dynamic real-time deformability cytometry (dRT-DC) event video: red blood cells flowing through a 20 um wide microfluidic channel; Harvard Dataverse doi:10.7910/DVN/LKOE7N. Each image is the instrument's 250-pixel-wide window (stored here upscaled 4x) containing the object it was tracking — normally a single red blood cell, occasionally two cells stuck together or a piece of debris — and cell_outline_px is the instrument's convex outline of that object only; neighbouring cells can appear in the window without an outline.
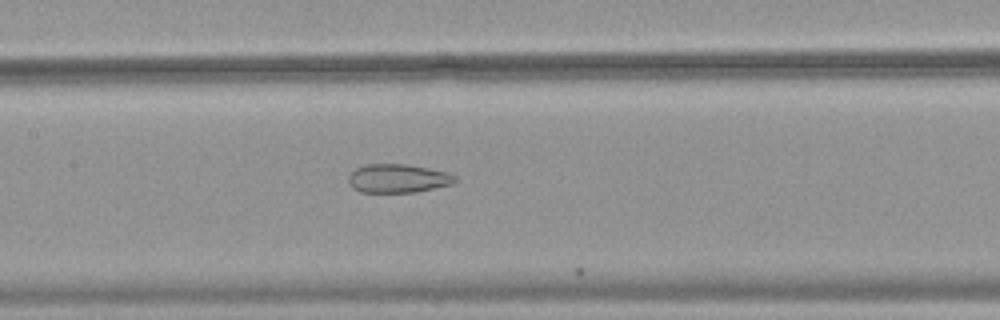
{"species": "common noctule bat (a hibernating species)", "species_latin": "Nyctalus noctula", "temperature_condition": "warm", "stored_images_in_passage": 10, "camera_frame_rate_fps": 3000, "um_per_image_px": 0.085, "animal": {"sex": "female", "body_mass_g": 18.4}, "frame": {"image": 1, "passage_image": 9, "time_ms": 2.667, "image_size_px": [1000, 320], "cell_outline_px": [[456, 180], [452, 184], [416, 192], [360, 192], [352, 188], [348, 184], [348, 176], [356, 168], [364, 164], [408, 164], [448, 172], [456, 176]], "centroid_in_image_um": [33.8, 15.16], "position_along_channel_um": 173.6, "area_um2": 17.92}}